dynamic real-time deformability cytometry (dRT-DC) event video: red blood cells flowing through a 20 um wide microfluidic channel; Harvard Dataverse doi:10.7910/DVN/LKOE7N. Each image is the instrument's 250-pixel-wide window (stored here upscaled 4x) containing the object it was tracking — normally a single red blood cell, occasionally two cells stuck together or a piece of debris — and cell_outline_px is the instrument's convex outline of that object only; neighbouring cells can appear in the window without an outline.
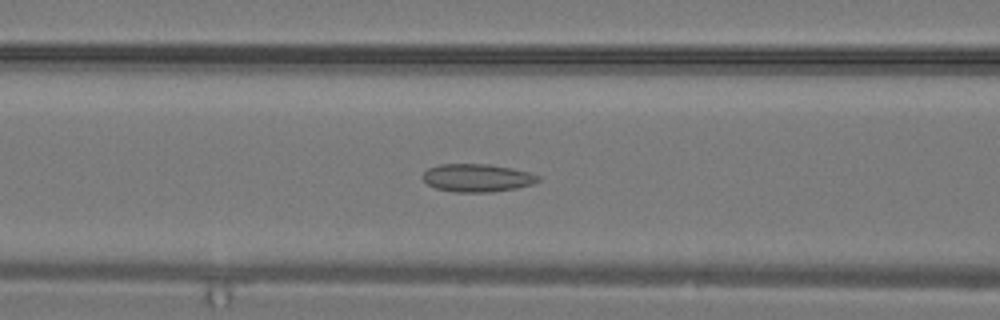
{"species": "common noctule bat (a hibernating species)", "species_latin": "Nyctalus noctula", "temperature_condition": "warm", "stored_images_in_passage": 17, "camera_frame_rate_fps": 3000, "um_per_image_px": 0.085, "animal": {"sex": "male", "body_mass_g": 19.2, "forearm_length_mm": 51.8}, "frame": {"image": 1, "passage_image": 7, "time_ms": 2.0, "image_size_px": [1000, 320], "cell_outline_px": [[540, 180], [532, 184], [516, 188], [492, 192], [456, 192], [436, 188], [428, 184], [424, 180], [424, 172], [428, 168], [440, 164], [488, 164], [512, 168], [528, 172], [540, 176]], "centroid_in_image_um": [40.58, 15.11], "position_along_channel_um": 126.0, "area_um2": 18.67}}
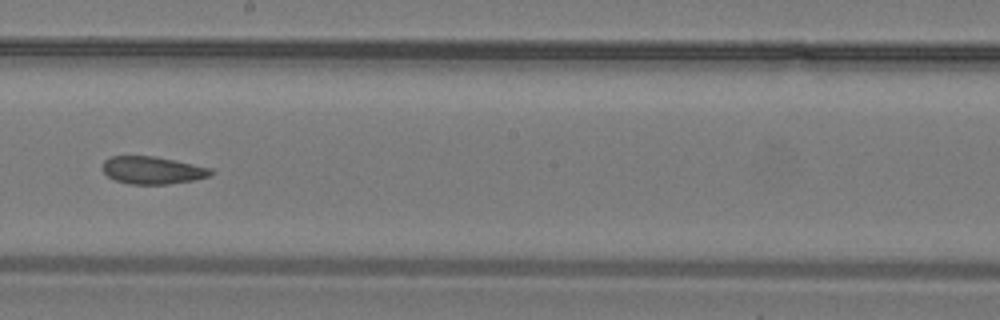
{"frame": {"image": 2, "passage_image": 12, "time_ms": 3.667, "image_size_px": [1000, 320], "cell_outline_px": [[212, 172], [208, 176], [192, 180], [168, 184], [128, 184], [116, 180], [108, 176], [100, 168], [104, 160], [112, 156], [152, 156], [212, 168]], "centroid_in_image_um": [12.89, 14.47], "position_along_channel_um": 235.3, "area_um2": 17.17}}
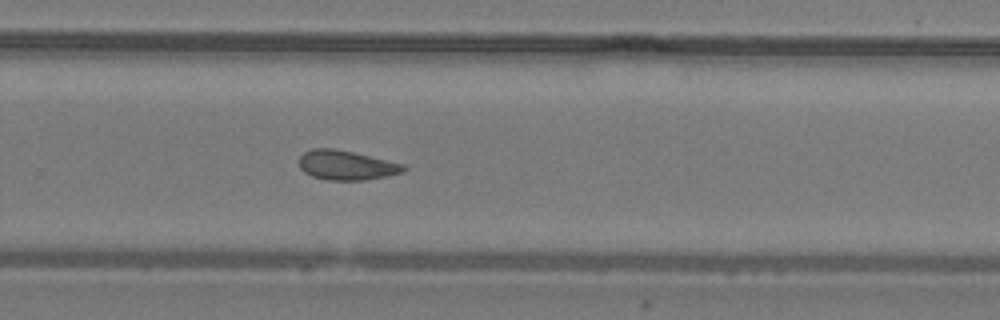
{"frame": {"image": 3, "passage_image": 15, "time_ms": 4.667, "image_size_px": [1000, 320], "cell_outline_px": [[408, 168], [404, 172], [388, 176], [364, 180], [328, 180], [312, 176], [304, 172], [300, 168], [300, 156], [304, 152], [312, 148], [332, 148], [352, 152], [404, 164]], "centroid_in_image_um": [29.45, 14.05], "position_along_channel_um": 300.3, "area_um2": 17.92}}